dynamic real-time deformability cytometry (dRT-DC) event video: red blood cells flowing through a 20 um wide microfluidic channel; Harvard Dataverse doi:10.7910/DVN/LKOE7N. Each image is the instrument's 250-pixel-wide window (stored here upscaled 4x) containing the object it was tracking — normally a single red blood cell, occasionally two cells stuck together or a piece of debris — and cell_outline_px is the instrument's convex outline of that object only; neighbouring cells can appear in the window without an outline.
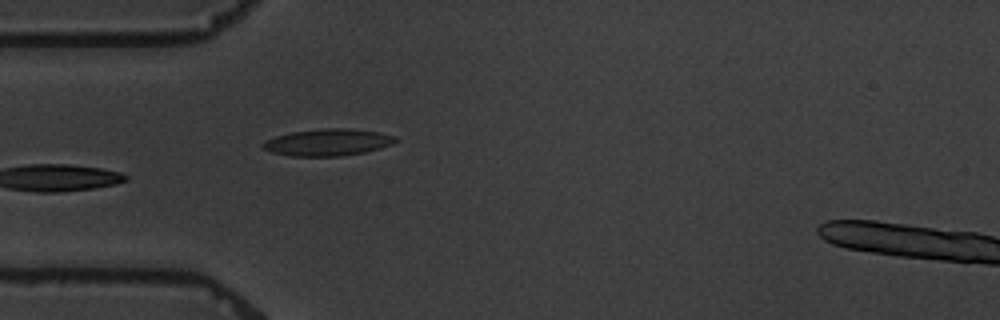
{"species": "common noctule bat (a hibernating species)", "species_latin": "Nyctalus noctula", "temperature_condition": "warm", "stored_images_in_passage": 6, "camera_frame_rate_fps": 3000, "um_per_image_px": 0.085, "animal": {"sex": "male", "body_mass_g": 19.5, "forearm_length_mm": 54.6}, "frame": {"image": 1, "passage_image": 5, "time_ms": 6.0, "image_size_px": [1000, 320], "cell_outline_px": [[400, 140], [392, 144], [380, 148], [364, 152], [344, 156], [288, 156], [272, 152], [264, 148], [260, 144], [276, 136], [292, 132], [324, 128], [348, 128], [380, 132], [396, 136]], "centroid_in_image_um": [27.92, 12.1], "position_along_channel_um": 57.1, "area_um2": 20.81}}